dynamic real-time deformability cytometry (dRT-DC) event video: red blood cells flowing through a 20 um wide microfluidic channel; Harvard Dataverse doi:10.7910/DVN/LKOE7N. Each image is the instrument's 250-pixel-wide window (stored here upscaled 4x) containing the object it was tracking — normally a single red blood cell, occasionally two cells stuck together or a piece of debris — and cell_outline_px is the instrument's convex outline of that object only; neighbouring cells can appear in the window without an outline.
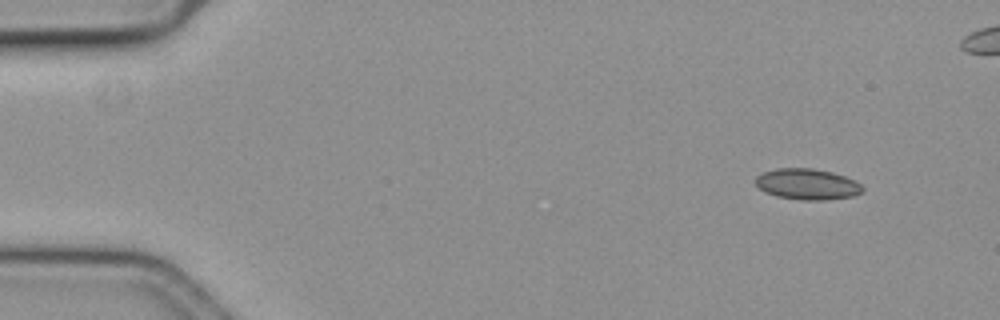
{"species": "common noctule bat (a hibernating species)", "species_latin": "Nyctalus noctula", "temperature_condition": "cold", "stored_images_in_passage": 48, "camera_frame_rate_fps": 3000, "um_per_image_px": 0.085, "animal": {"sex": "female", "body_mass_g": 19.3, "forearm_length_mm": 54.1}, "frame": {"image": 1, "passage_image": 1, "time_ms": 0.0, "image_size_px": [1000, 320], "cell_outline_px": [[864, 188], [860, 192], [852, 196], [828, 200], [804, 200], [776, 196], [764, 192], [756, 184], [756, 176], [764, 172], [776, 168], [812, 168], [832, 172], [844, 176], [860, 184]], "centroid_in_image_um": [68.59, 15.65], "position_along_channel_um": 16.4, "area_um2": 19.13}}
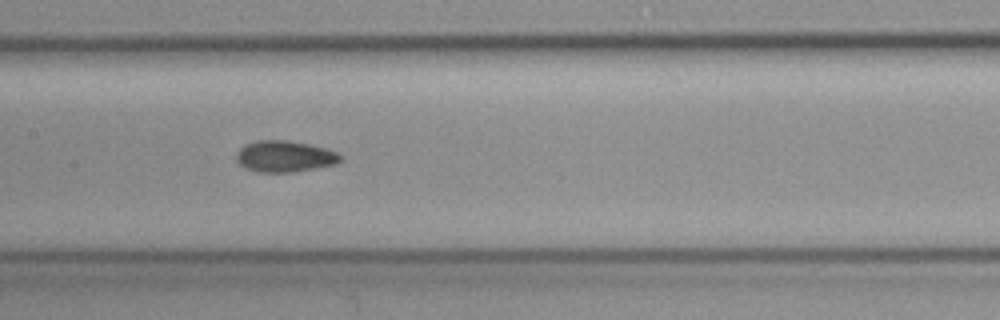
{"frame": {"image": 2, "passage_image": 24, "time_ms": 7.667, "image_size_px": [1000, 320], "cell_outline_px": [[340, 160], [336, 164], [292, 172], [256, 172], [244, 168], [236, 160], [236, 152], [244, 144], [256, 140], [288, 140], [308, 144], [324, 148], [336, 152], [340, 156]], "centroid_in_image_um": [24.13, 13.29], "position_along_channel_um": 183.3, "area_um2": 18.96}}
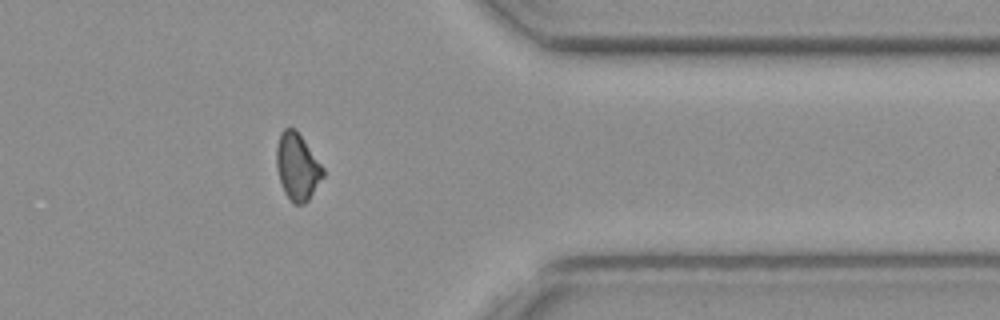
{"frame": {"image": 3, "passage_image": 42, "time_ms": 13.667, "image_size_px": [1000, 320], "cell_outline_px": [[324, 176], [308, 200], [304, 204], [296, 204], [284, 192], [276, 168], [276, 148], [280, 132], [284, 128], [292, 128], [304, 140], [324, 168]], "centroid_in_image_um": [25.27, 14.17], "position_along_channel_um": 386.1, "area_um2": 17.86}}